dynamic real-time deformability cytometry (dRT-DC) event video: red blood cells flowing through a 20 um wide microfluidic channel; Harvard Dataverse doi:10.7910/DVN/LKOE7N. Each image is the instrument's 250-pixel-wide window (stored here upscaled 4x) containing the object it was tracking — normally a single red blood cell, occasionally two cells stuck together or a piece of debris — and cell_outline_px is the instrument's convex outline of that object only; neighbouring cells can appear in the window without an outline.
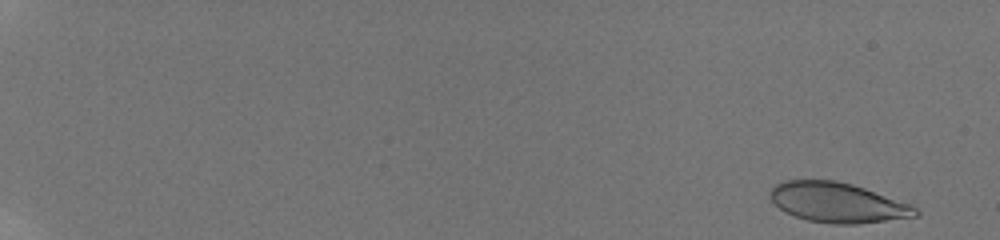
{"species": "human", "species_latin": "Homo sapiens", "temperature_condition": "room temperature", "stored_images_in_passage": 17, "camera_frame_rate_fps": 3000, "um_per_image_px": 0.085, "donor": {"sex": "male"}, "frame": {"image": 1, "passage_image": 1, "time_ms": 0.0, "image_size_px": [1000, 240], "cell_outline_px": [[920, 216], [856, 224], [832, 224], [808, 220], [784, 212], [768, 196], [772, 188], [776, 184], [784, 180], [836, 180], [852, 184], [864, 188], [908, 204], [916, 208], [920, 212]], "centroid_in_image_um": [71.17, 17.22], "position_along_channel_um": 13.8, "area_um2": 33.58}}
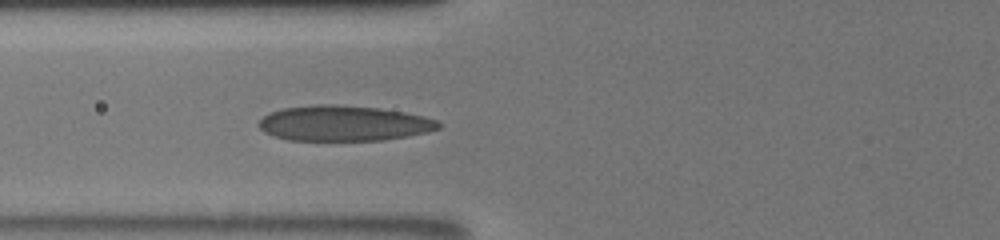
{"frame": {"image": 2, "passage_image": 15, "time_ms": 7.667, "image_size_px": [1000, 240], "cell_outline_px": [[440, 128], [428, 132], [408, 136], [384, 140], [288, 140], [272, 136], [264, 132], [256, 124], [268, 112], [284, 108], [316, 104], [332, 104], [376, 108], [404, 112], [424, 116], [436, 120], [440, 124]], "centroid_in_image_um": [29.18, 10.48], "position_along_channel_um": 96.6, "area_um2": 37.11}}
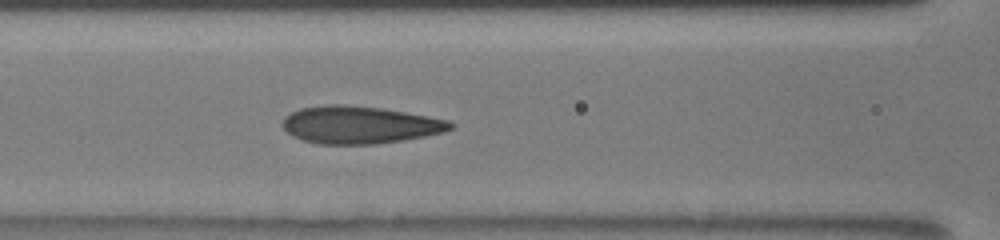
{"frame": {"image": 3, "passage_image": 17, "time_ms": 8.667, "image_size_px": [1000, 240], "cell_outline_px": [[456, 128], [444, 132], [404, 140], [376, 144], [316, 144], [292, 136], [284, 128], [284, 116], [300, 108], [324, 104], [344, 104], [380, 108], [428, 116], [448, 120], [456, 124]], "centroid_in_image_um": [30.6, 10.61], "position_along_channel_um": 136.0, "area_um2": 36.76}}